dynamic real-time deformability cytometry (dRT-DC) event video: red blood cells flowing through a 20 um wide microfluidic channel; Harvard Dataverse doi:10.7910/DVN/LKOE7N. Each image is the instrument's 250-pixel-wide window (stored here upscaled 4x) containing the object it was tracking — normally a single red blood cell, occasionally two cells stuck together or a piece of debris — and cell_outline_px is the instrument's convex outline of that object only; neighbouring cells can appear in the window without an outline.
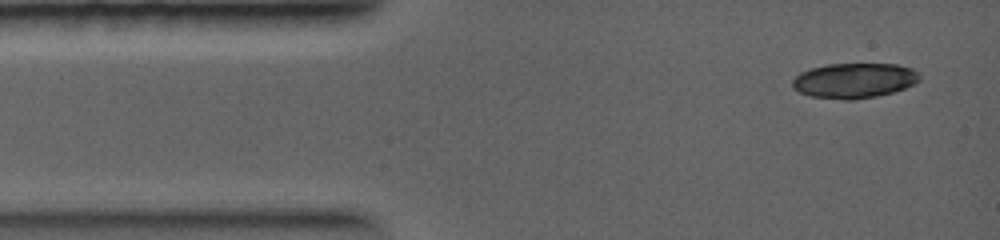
{"species": "common noctule bat (a hibernating species)", "species_latin": "Nyctalus noctula", "temperature_condition": "warm", "stored_images_in_passage": 2, "camera_frame_rate_fps": 5000, "um_per_image_px": 0.085, "animal": {"sex": "female", "body_mass_g": 19.0, "forearm_length_mm": 56.7}, "frame": {"image": 1, "passage_image": 1, "time_ms": 0.0, "image_size_px": [1000, 240], "cell_outline_px": [[920, 80], [904, 88], [892, 92], [876, 96], [852, 100], [844, 100], [808, 96], [792, 88], [792, 80], [800, 72], [812, 68], [828, 64], [896, 64], [912, 68], [920, 72]], "centroid_in_image_um": [72.6, 6.85], "position_along_channel_um": 12.4, "area_um2": 26.07}}